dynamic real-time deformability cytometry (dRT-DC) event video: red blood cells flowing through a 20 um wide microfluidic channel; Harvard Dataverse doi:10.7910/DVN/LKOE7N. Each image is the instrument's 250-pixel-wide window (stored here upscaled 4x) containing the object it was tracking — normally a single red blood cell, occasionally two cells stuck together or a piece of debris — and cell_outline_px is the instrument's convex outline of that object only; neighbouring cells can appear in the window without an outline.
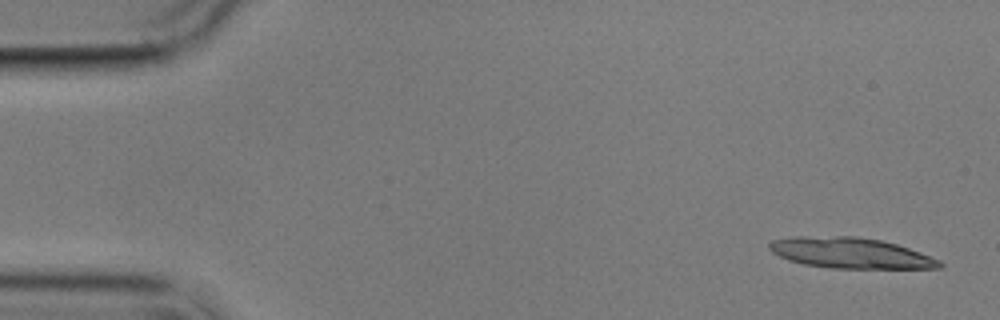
{"species": "common noctule bat (a hibernating species)", "species_latin": "Nyctalus noctula", "temperature_condition": "cold", "stored_images_in_passage": 14, "camera_frame_rate_fps": 3000, "um_per_image_px": 0.085, "animal": {"sex": "male", "body_mass_g": 17.9}, "frame": {"image": 1, "passage_image": 1, "time_ms": 0.0, "image_size_px": [1000, 320], "cell_outline_px": [[944, 264], [940, 268], [832, 268], [804, 264], [788, 260], [772, 252], [768, 248], [768, 244], [772, 240], [792, 236], [856, 236], [880, 240], [896, 244], [920, 252], [940, 260]], "centroid_in_image_um": [72.27, 21.5], "position_along_channel_um": 12.7, "area_um2": 30.4}}
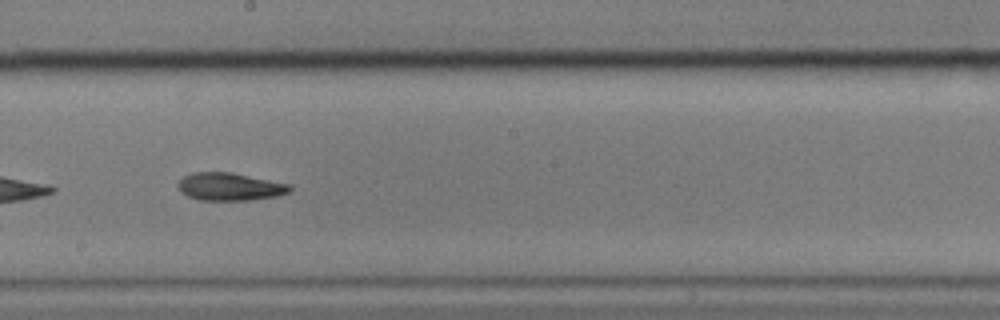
{"frame": {"image": 2, "passage_image": 8, "time_ms": 9.667, "image_size_px": [1000, 320], "cell_outline_px": [[292, 192], [276, 196], [252, 200], [200, 200], [188, 196], [180, 192], [176, 184], [184, 176], [192, 172], [232, 172], [292, 184]], "centroid_in_image_um": [19.56, 15.86], "position_along_channel_um": 228.6, "area_um2": 18.38}}
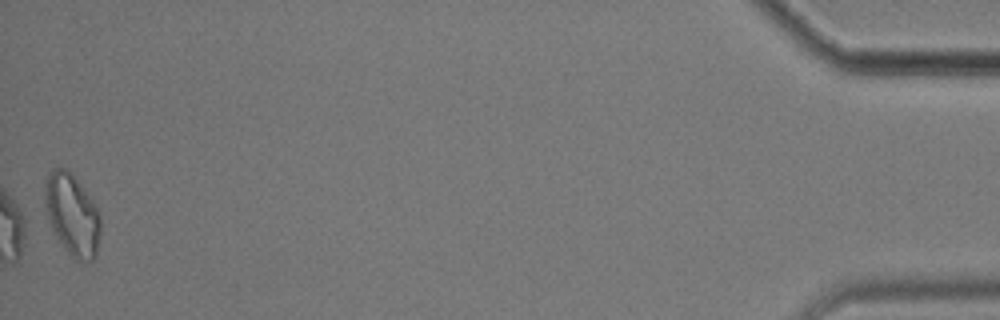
{"frame": {"image": 3, "passage_image": 14, "time_ms": 18.0, "image_size_px": [1000, 320], "cell_outline_px": [[100, 236], [96, 256], [92, 260], [80, 264], [68, 252], [56, 236], [48, 220], [44, 200], [44, 188], [48, 176], [56, 168], [64, 168], [72, 172], [92, 200], [100, 212]], "centroid_in_image_um": [6.16, 18.28], "position_along_channel_um": 429.0, "area_um2": 26.53}, "authors_computed_cell_mechanics": {"area_um2": 18.4382, "velocity_mm_per_s": 3.5135, "shape_relaxation_time_tau1_ms": 4.2979, "shape_relaxation_time_tau2_ms": 6.3817, "deformation_change_tau1": 0.1195, "deformation_change_tau2": 0.1505}}